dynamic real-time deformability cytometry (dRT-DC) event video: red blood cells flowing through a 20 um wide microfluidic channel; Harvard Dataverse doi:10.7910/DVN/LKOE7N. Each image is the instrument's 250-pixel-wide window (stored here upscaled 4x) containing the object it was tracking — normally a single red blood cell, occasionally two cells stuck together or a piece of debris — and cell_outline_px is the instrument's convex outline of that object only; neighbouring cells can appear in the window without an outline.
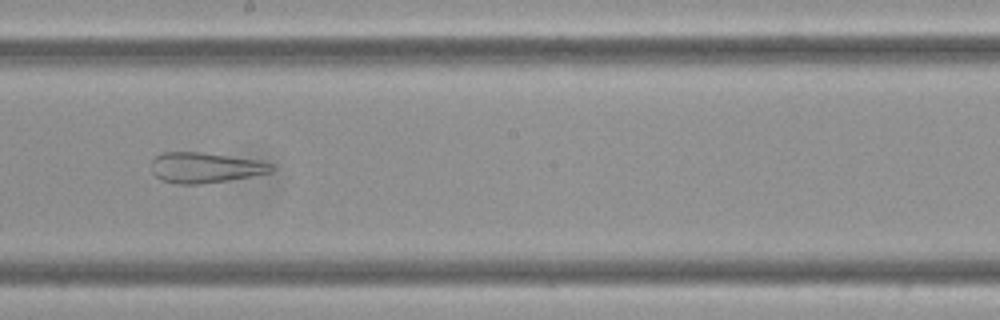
{"species": "Egyptian fruit bat (a non-hibernating species)", "species_latin": "Rousettus aegyptiacus", "temperature_condition": "cold", "stored_images_in_passage": 7, "camera_frame_rate_fps": 3000, "um_per_image_px": 0.085, "frame": {"image": 1, "passage_image": 5, "time_ms": 1.333, "image_size_px": [1000, 320], "cell_outline_px": [[272, 172], [252, 176], [228, 180], [200, 184], [176, 184], [160, 180], [152, 172], [152, 160], [156, 156], [164, 152], [200, 152], [260, 160], [272, 164]], "centroid_in_image_um": [17.42, 14.25], "position_along_channel_um": 230.8, "area_um2": 21.27}}